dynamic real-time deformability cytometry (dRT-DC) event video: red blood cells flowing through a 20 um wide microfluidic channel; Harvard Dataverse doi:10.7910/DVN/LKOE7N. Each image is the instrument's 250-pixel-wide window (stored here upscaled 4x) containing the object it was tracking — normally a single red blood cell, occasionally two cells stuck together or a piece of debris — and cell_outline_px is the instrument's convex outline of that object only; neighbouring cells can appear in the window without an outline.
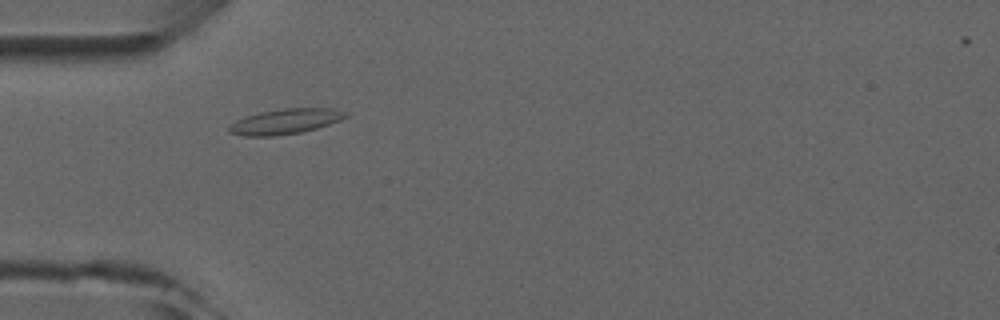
{"species": "common noctule bat (a hibernating species)", "species_latin": "Nyctalus noctula", "temperature_condition": "room temperature", "stored_images_in_passage": 3, "camera_frame_rate_fps": 3000, "um_per_image_px": 0.085, "animal": {"sex": "male", "forearm_length_mm": 52.5}, "frame": {"image": 1, "passage_image": 2, "time_ms": 1.333, "image_size_px": [1000, 320], "cell_outline_px": [[348, 116], [340, 120], [316, 128], [300, 132], [272, 136], [244, 136], [228, 132], [228, 128], [236, 120], [260, 112], [284, 108], [332, 108], [348, 112]], "centroid_in_image_um": [24.27, 10.32], "position_along_channel_um": 60.7, "area_um2": 16.94}}
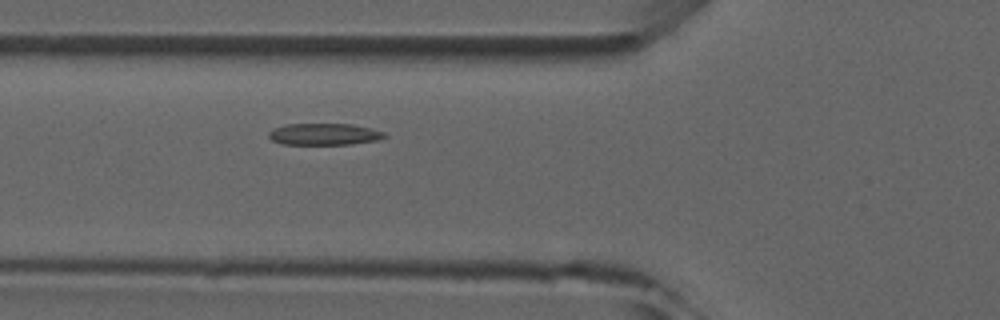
{"frame": {"image": 2, "passage_image": 3, "time_ms": 2.333, "image_size_px": [1000, 320], "cell_outline_px": [[388, 136], [380, 140], [352, 144], [280, 144], [272, 140], [268, 136], [268, 132], [272, 128], [284, 124], [352, 124], [372, 128], [384, 132]], "centroid_in_image_um": [27.56, 11.4], "position_along_channel_um": 98.2, "area_um2": 14.85}}